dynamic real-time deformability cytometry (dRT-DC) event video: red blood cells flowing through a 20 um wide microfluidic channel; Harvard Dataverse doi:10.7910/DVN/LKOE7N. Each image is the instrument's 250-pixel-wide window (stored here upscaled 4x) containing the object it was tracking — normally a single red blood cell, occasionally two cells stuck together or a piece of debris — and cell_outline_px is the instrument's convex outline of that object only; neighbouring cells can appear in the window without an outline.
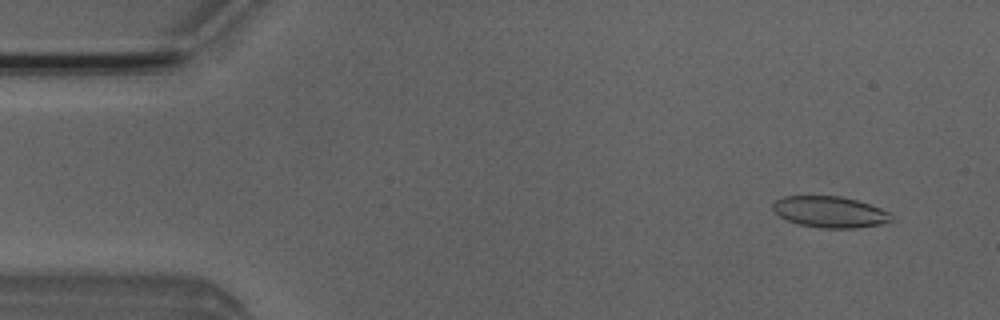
{"species": "Egyptian fruit bat (a non-hibernating species)", "species_latin": "Rousettus aegyptiacus", "temperature_condition": "room temperature", "stored_images_in_passage": 51, "camera_frame_rate_fps": 3000, "um_per_image_px": 0.085, "animal": {"sex": "male"}, "frame": {"image": 1, "passage_image": 4, "time_ms": 1.0, "image_size_px": [1000, 320], "cell_outline_px": [[892, 220], [880, 224], [856, 228], [820, 228], [800, 224], [788, 220], [780, 216], [772, 208], [772, 204], [776, 200], [784, 196], [840, 196], [856, 200], [880, 208], [888, 212], [892, 216]], "centroid_in_image_um": [70.53, 18.01], "position_along_channel_um": 14.5, "area_um2": 21.33}}
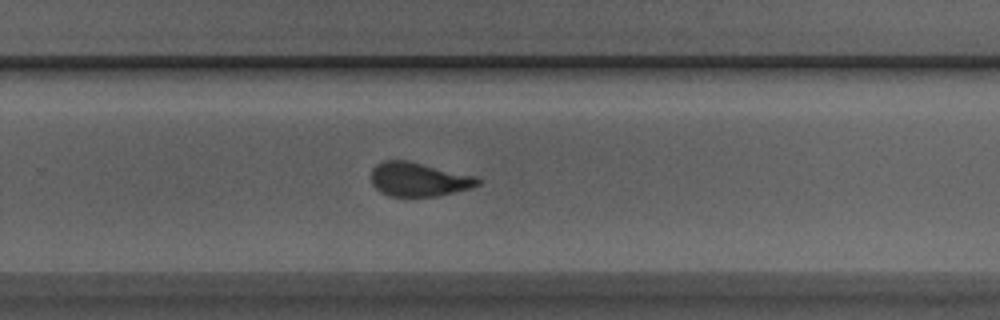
{"frame": {"image": 2, "passage_image": 33, "time_ms": 10.667, "image_size_px": [1000, 320], "cell_outline_px": [[480, 184], [472, 188], [436, 196], [388, 196], [380, 192], [372, 184], [372, 168], [376, 164], [384, 160], [408, 160], [476, 176], [480, 180]], "centroid_in_image_um": [35.58, 15.24], "position_along_channel_um": 294.2, "area_um2": 21.15}}
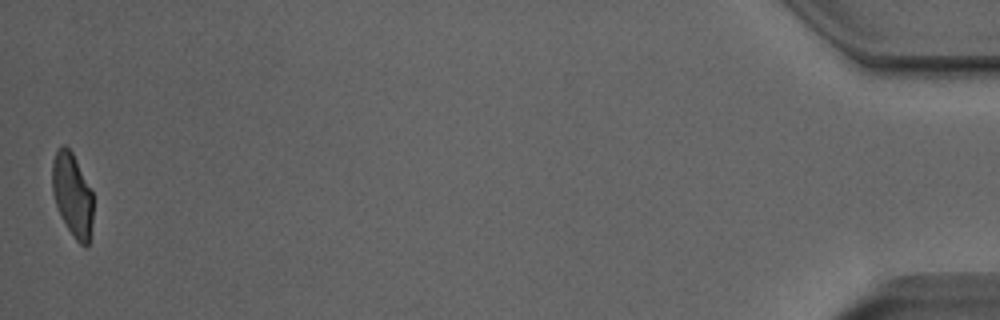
{"frame": {"image": 3, "passage_image": 51, "time_ms": 16.667, "image_size_px": [1000, 320], "cell_outline_px": [[92, 224], [88, 244], [84, 248], [76, 240], [68, 228], [56, 204], [52, 192], [52, 160], [56, 148], [64, 144], [72, 152], [92, 192]], "centroid_in_image_um": [6.14, 16.53], "position_along_channel_um": 429.1, "area_um2": 19.65}, "authors_computed_cell_mechanics": {"area_um2": 21.5594, "velocity_mm_per_s": 3.9475, "shape_relaxation_time_tau1_ms": 4.7865, "shape_relaxation_time_tau2_ms": 0.9885, "deformation_change_tau1": 0.1507, "deformation_change_tau2": 0.0619}}